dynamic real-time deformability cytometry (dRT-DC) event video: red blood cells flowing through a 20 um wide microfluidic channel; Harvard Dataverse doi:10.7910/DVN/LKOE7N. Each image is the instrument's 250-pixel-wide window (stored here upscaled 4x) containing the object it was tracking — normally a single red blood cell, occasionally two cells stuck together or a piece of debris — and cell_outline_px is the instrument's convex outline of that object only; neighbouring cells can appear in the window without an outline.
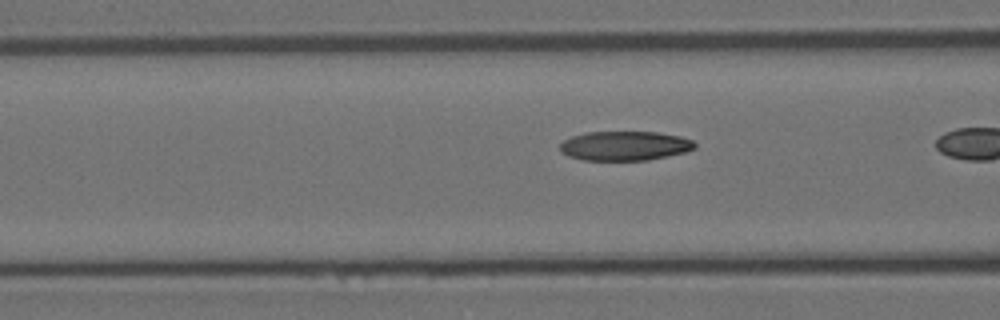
{"species": "Egyptian fruit bat (a non-hibernating species)", "species_latin": "Rousettus aegyptiacus", "temperature_condition": "room temperature", "stored_images_in_passage": 24, "camera_frame_rate_fps": 3000, "um_per_image_px": 0.085, "animal": {"sex": "female"}, "frame": {"image": 1, "passage_image": 21, "time_ms": 6.667, "image_size_px": [1000, 320], "cell_outline_px": [[696, 148], [684, 152], [668, 156], [648, 160], [584, 160], [568, 156], [560, 152], [560, 144], [564, 140], [572, 136], [584, 132], [656, 132], [680, 136], [692, 140], [696, 144]], "centroid_in_image_um": [53.09, 12.39], "position_along_channel_um": 113.5, "area_um2": 23.12}}